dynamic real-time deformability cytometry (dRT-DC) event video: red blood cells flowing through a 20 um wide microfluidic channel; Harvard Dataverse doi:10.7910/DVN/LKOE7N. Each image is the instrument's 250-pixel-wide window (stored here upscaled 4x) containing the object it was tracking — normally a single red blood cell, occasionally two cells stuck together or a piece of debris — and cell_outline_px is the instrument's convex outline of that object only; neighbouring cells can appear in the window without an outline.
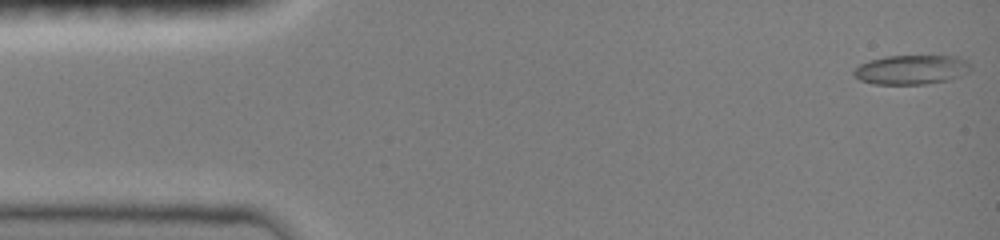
{"species": "common noctule bat (a hibernating species)", "species_latin": "Nyctalus noctula", "temperature_condition": "room temperature", "stored_images_in_passage": 30, "camera_frame_rate_fps": 3000, "um_per_image_px": 0.085, "animal": {"sex": "female", "body_mass_g": 19.0, "forearm_length_mm": 51.5}, "frame": {"image": 1, "passage_image": 1, "time_ms": 0.0, "image_size_px": [1000, 240], "cell_outline_px": [[972, 68], [968, 72], [960, 76], [948, 80], [924, 84], [872, 84], [860, 80], [852, 72], [860, 64], [868, 60], [884, 56], [956, 56], [972, 64]], "centroid_in_image_um": [77.47, 5.92], "position_along_channel_um": 7.5, "area_um2": 20.06}}
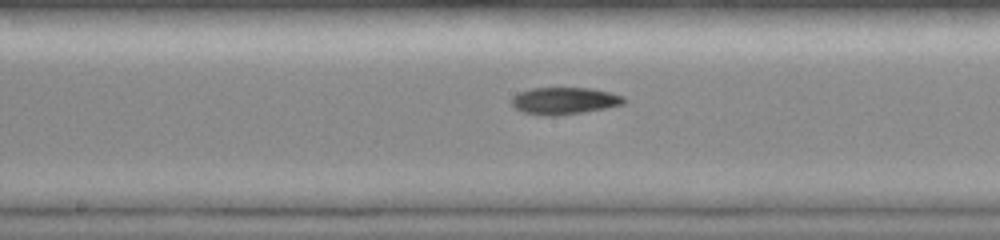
{"frame": {"image": 2, "passage_image": 13, "time_ms": 7.667, "image_size_px": [1000, 240], "cell_outline_px": [[628, 100], [624, 104], [584, 112], [556, 116], [548, 116], [524, 112], [516, 108], [512, 104], [512, 96], [520, 92], [532, 88], [588, 88], [608, 92], [624, 96]], "centroid_in_image_um": [47.99, 8.57], "position_along_channel_um": 200.2, "area_um2": 17.57}}
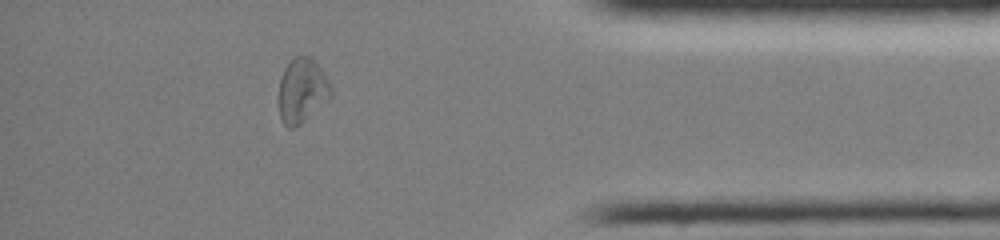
{"frame": {"image": 3, "passage_image": 24, "time_ms": 13.333, "image_size_px": [1000, 240], "cell_outline_px": [[332, 96], [300, 124], [292, 128], [288, 128], [284, 124], [280, 116], [276, 100], [280, 80], [284, 68], [296, 56], [312, 56], [328, 80], [332, 88]], "centroid_in_image_um": [25.64, 7.7], "position_along_channel_um": 409.6, "area_um2": 19.77}, "authors_computed_cell_mechanics": {"area_um2": 18.0625, "velocity_mm_per_s": 4.0555, "shape_relaxation_time_tau1_ms": 6.1071, "shape_relaxation_time_tau2_ms": 9.3008, "deformation_change_tau1": 0.1365, "deformation_change_tau2": 0.1482}}